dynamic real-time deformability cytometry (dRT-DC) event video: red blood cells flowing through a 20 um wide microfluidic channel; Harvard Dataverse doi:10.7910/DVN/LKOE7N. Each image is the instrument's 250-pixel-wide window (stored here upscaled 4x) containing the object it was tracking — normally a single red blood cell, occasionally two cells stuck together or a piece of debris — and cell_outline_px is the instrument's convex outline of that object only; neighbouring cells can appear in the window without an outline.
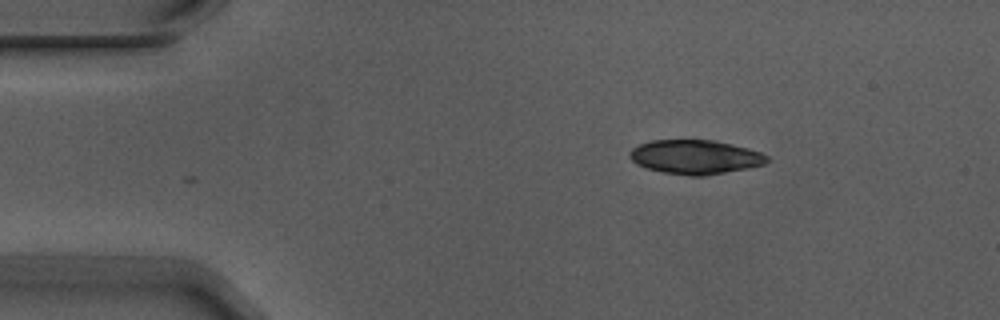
{"species": "Egyptian fruit bat (a non-hibernating species)", "species_latin": "Rousettus aegyptiacus", "temperature_condition": "warm", "stored_images_in_passage": 6, "segment_of_instrument_passage": [2, 2], "camera_frame_rate_fps": 3000, "um_per_image_px": 0.085, "animal": {"sex": "male"}, "frame": {"image": 1, "passage_image": 6, "time_ms": 1.667, "image_size_px": [1000, 320], "cell_outline_px": [[772, 160], [764, 164], [748, 168], [704, 176], [692, 176], [664, 172], [648, 168], [636, 164], [628, 156], [628, 152], [632, 148], [640, 144], [652, 140], [712, 140], [732, 144], [748, 148], [760, 152], [768, 156]], "centroid_in_image_um": [59.11, 13.34], "position_along_channel_um": 25.9, "area_um2": 27.34}}